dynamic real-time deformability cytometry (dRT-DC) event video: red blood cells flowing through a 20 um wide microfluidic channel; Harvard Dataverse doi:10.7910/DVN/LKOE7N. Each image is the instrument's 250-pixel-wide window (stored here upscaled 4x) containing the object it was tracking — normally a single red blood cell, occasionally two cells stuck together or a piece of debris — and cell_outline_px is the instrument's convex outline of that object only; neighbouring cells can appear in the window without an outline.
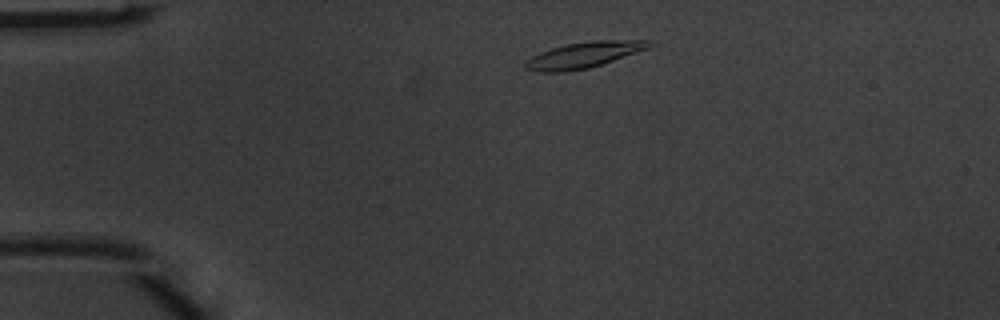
{"species": "common noctule bat (a hibernating species)", "species_latin": "Nyctalus noctula", "temperature_condition": "warm", "stored_images_in_passage": 2, "camera_frame_rate_fps": 3000, "um_per_image_px": 0.085, "animal": {"sex": "male", "body_mass_g": 20.1, "forearm_length_mm": 53.5}, "frame": {"image": 1, "passage_image": 1, "time_ms": 0.0, "image_size_px": [1000, 320], "cell_outline_px": [[656, 44], [648, 48], [588, 68], [564, 72], [540, 72], [524, 68], [524, 64], [532, 56], [540, 52], [564, 44], [588, 40], [652, 40]], "centroid_in_image_um": [49.62, 4.65], "position_along_channel_um": 35.4, "area_um2": 18.61}}